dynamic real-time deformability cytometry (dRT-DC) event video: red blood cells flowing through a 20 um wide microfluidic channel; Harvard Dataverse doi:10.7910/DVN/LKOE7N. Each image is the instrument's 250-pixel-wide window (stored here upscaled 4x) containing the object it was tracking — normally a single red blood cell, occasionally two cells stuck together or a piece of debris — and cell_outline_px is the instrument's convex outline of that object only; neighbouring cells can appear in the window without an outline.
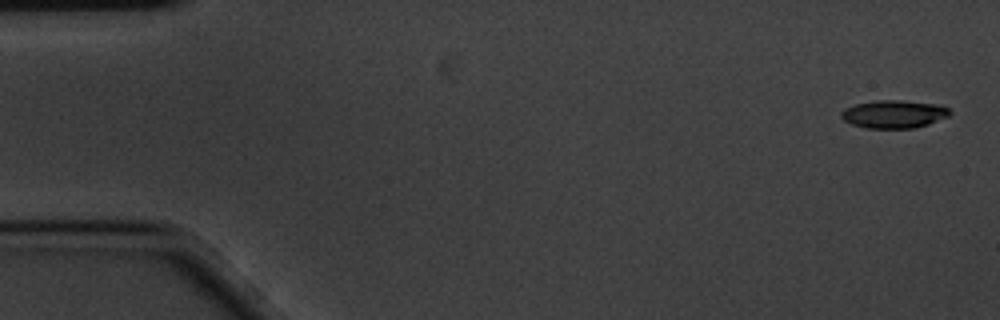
{"species": "common noctule bat (a hibernating species)", "species_latin": "Nyctalus noctula", "temperature_condition": "cold", "stored_images_in_passage": 4, "camera_frame_rate_fps": 3000, "um_per_image_px": 0.085, "animal": {"sex": "male", "body_mass_g": 20.1, "forearm_length_mm": 53.5}, "frame": {"image": 1, "passage_image": 1, "time_ms": 0.0, "image_size_px": [1000, 320], "cell_outline_px": [[952, 112], [948, 116], [928, 124], [912, 128], [868, 128], [852, 124], [844, 120], [840, 116], [840, 112], [844, 108], [856, 104], [876, 100], [900, 100], [940, 104], [948, 108]], "centroid_in_image_um": [75.98, 9.69], "position_along_channel_um": 9.0, "area_um2": 17.69}}